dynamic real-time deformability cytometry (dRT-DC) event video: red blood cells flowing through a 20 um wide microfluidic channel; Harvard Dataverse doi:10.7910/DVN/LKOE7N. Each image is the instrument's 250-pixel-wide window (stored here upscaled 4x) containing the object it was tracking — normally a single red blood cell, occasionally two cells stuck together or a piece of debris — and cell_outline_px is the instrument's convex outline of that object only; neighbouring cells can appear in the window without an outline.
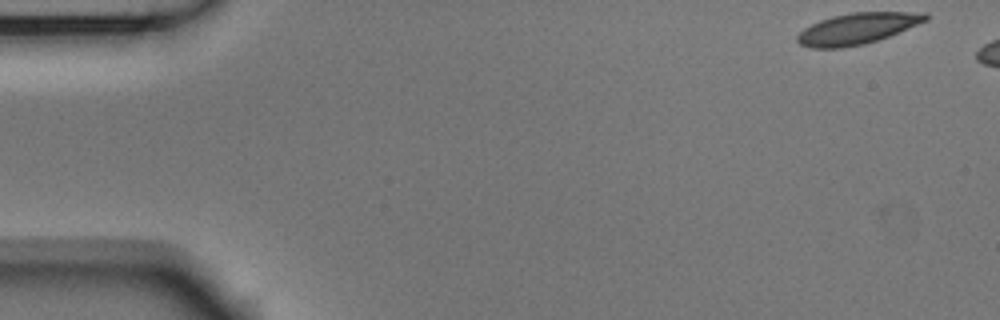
{"species": "Egyptian fruit bat (a non-hibernating species)", "species_latin": "Rousettus aegyptiacus", "temperature_condition": "room temperature", "stored_images_in_passage": 6, "camera_frame_rate_fps": 3000, "um_per_image_px": 0.085, "animal": {"sex": "male"}, "frame": {"image": 1, "passage_image": 1, "time_ms": 0.0, "image_size_px": [1000, 320], "cell_outline_px": [[928, 20], [888, 36], [864, 44], [840, 48], [812, 48], [800, 44], [796, 40], [796, 36], [804, 28], [820, 20], [832, 16], [852, 12], [928, 12]], "centroid_in_image_um": [72.86, 2.42], "position_along_channel_um": 12.1, "area_um2": 23.12}}